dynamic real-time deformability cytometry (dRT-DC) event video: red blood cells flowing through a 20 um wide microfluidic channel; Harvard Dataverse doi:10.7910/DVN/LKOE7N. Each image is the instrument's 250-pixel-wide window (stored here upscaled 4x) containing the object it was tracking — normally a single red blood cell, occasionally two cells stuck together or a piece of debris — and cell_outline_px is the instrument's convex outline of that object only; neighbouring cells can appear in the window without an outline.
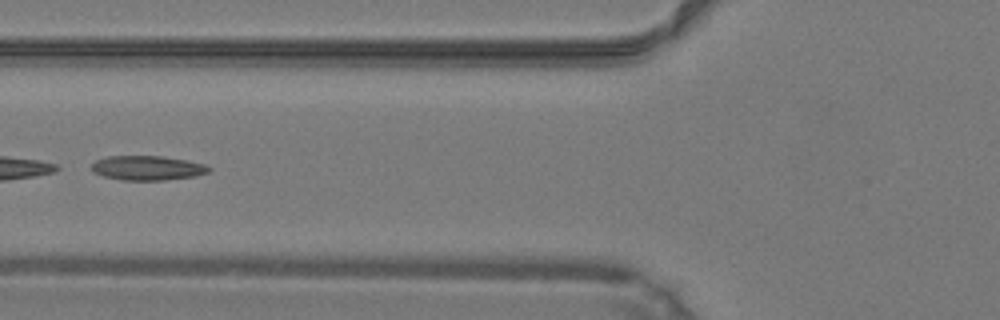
{"species": "common noctule bat (a hibernating species)", "species_latin": "Nyctalus noctula", "temperature_condition": "warm", "stored_images_in_passage": 37, "camera_frame_rate_fps": 3000, "um_per_image_px": 0.085, "animal": {"sex": "male", "body_mass_g": 19.2, "forearm_length_mm": 51.8}, "frame": {"image": 1, "passage_image": 11, "time_ms": 3.333, "image_size_px": [1000, 320], "cell_outline_px": [[212, 168], [208, 172], [196, 176], [164, 180], [124, 180], [104, 176], [92, 172], [92, 164], [96, 160], [108, 156], [164, 156], [204, 164]], "centroid_in_image_um": [12.53, 14.27], "position_along_channel_um": 113.3, "area_um2": 16.65}, "authors_computed_cell_mechanics": {"area_um2": 16.9354, "velocity_mm_per_s": 4.261, "shape_relaxation_time_tau1_ms": 5.3031, "shape_relaxation_time_tau2_ms": 3.5401, "deformation_change_tau1": 0.212, "deformation_change_tau2": 0.1196}}